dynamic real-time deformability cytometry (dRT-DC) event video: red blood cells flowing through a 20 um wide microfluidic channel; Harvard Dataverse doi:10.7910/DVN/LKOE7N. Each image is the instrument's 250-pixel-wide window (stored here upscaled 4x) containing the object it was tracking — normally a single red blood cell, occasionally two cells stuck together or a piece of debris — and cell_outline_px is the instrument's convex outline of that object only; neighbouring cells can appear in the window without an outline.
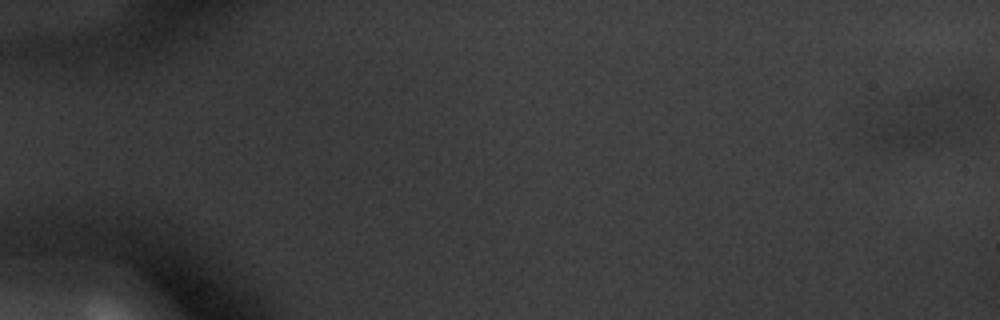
{"species": "common noctule bat (a hibernating species)", "species_latin": "Nyctalus noctula", "temperature_condition": "warm", "stored_images_in_passage": 7, "segment_of_instrument_passage": [1, 2], "camera_frame_rate_fps": 3000, "um_per_image_px": 0.085, "animal": {"sex": "male", "body_mass_g": 20.1, "forearm_length_mm": 53.5}, "frame": {"image": 1, "passage_image": 2, "time_ms": 0.333, "image_size_px": [1000, 320], "cell_outline_px": [[948, 120], [940, 136], [936, 140], [920, 144], [872, 148], [872, 136], [884, 128], [896, 124], [940, 116]], "centroid_in_image_um": [77.36, 11.3], "position_along_channel_um": 7.6, "area_um2": 11.1}}